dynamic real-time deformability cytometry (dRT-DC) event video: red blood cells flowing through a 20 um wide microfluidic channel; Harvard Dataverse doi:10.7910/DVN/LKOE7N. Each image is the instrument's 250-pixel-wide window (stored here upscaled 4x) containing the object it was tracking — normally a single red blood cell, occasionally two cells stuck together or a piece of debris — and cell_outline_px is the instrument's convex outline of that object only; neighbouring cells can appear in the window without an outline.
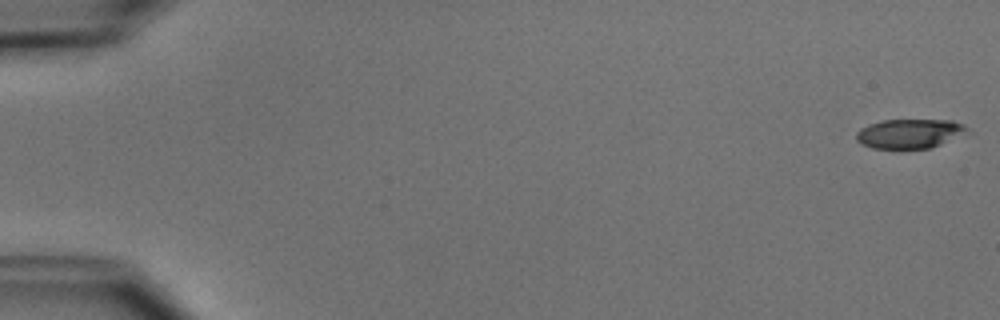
{"species": "common noctule bat (a hibernating species)", "species_latin": "Nyctalus noctula", "temperature_condition": "cold", "stored_images_in_passage": 10, "camera_frame_rate_fps": 3000, "um_per_image_px": 0.085, "animal": {"sex": "male", "body_mass_g": 15.6}, "frame": {"image": 1, "passage_image": 1, "time_ms": 0.0, "image_size_px": [1000, 320], "cell_outline_px": [[972, 132], [932, 148], [872, 148], [856, 140], [856, 132], [860, 128], [868, 124], [884, 120], [952, 120], [964, 124]], "centroid_in_image_um": [77.38, 11.35], "position_along_channel_um": 7.6, "area_um2": 19.19}}